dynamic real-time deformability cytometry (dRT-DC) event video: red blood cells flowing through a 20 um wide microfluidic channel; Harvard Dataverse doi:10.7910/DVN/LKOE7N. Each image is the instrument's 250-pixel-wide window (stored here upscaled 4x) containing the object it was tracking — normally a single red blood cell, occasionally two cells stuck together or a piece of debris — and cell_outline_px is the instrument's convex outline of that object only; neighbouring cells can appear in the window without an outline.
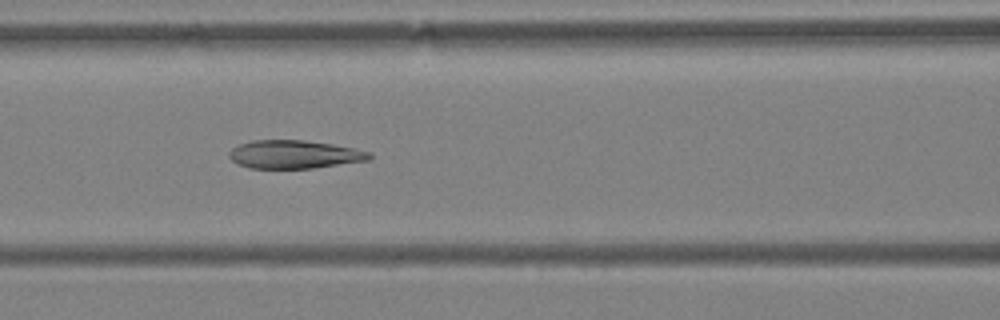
{"species": "Egyptian fruit bat (a non-hibernating species)", "species_latin": "Rousettus aegyptiacus", "temperature_condition": "warm", "stored_images_in_passage": 53, "camera_frame_rate_fps": 3000, "um_per_image_px": 0.085, "animal": {"sex": "female"}, "frame": {"image": 1, "passage_image": 26, "time_ms": 8.333, "image_size_px": [1000, 320], "cell_outline_px": [[372, 160], [312, 168], [248, 168], [232, 160], [228, 156], [228, 152], [232, 148], [240, 144], [252, 140], [304, 140], [332, 144], [372, 152]], "centroid_in_image_um": [25.04, 13.12], "position_along_channel_um": 141.6, "area_um2": 23.12}}
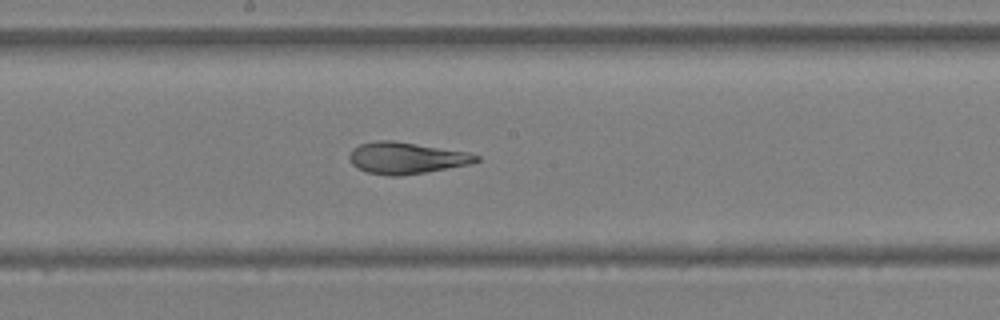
{"frame": {"image": 2, "passage_image": 32, "time_ms": 10.333, "image_size_px": [1000, 320], "cell_outline_px": [[480, 160], [472, 164], [400, 176], [388, 176], [368, 172], [356, 168], [352, 164], [348, 156], [352, 148], [360, 144], [376, 140], [392, 140], [468, 152], [480, 156]], "centroid_in_image_um": [34.52, 13.43], "position_along_channel_um": 213.7, "area_um2": 23.41}}
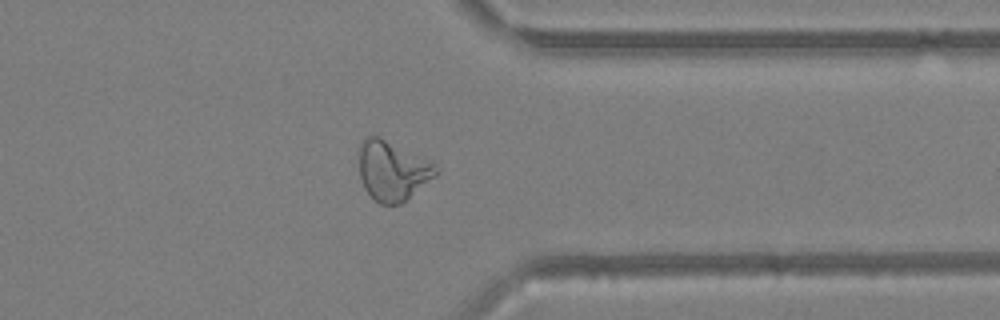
{"frame": {"image": 3, "passage_image": 46, "time_ms": 15.0, "image_size_px": [1000, 320], "cell_outline_px": [[440, 172], [436, 176], [400, 204], [380, 204], [364, 188], [360, 176], [360, 144], [368, 136], [380, 136], [432, 160], [440, 168]], "centroid_in_image_um": [33.42, 14.48], "position_along_channel_um": 378.0, "area_um2": 26.88}}